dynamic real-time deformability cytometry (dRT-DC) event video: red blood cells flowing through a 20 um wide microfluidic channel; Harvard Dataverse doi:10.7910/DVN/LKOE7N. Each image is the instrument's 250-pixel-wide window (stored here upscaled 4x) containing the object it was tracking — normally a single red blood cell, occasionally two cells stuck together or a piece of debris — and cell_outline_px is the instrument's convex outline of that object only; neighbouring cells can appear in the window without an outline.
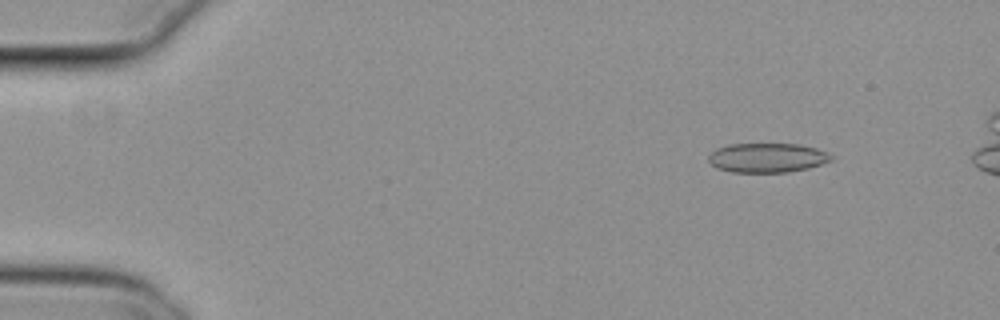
{"species": "common noctule bat (a hibernating species)", "species_latin": "Nyctalus noctula", "temperature_condition": "cold", "stored_images_in_passage": 53, "camera_frame_rate_fps": 3000, "um_per_image_px": 0.085, "animal": {"sex": "female", "body_mass_g": 29.2, "forearm_length_mm": 56.3}, "frame": {"image": 1, "passage_image": 7, "time_ms": 2.0, "image_size_px": [1000, 320], "cell_outline_px": [[836, 156], [832, 160], [808, 168], [788, 172], [732, 172], [716, 168], [708, 160], [708, 156], [716, 148], [728, 144], [796, 144], [816, 148], [828, 152]], "centroid_in_image_um": [65.22, 13.41], "position_along_channel_um": 19.8, "area_um2": 21.1}}
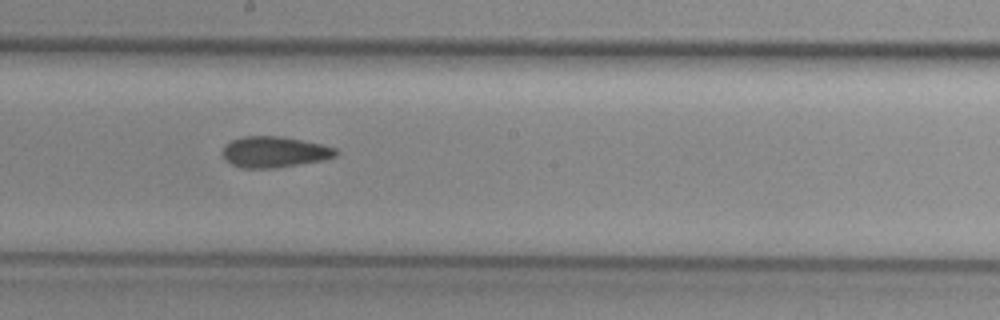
{"frame": {"image": 2, "passage_image": 31, "time_ms": 10.0, "image_size_px": [1000, 320], "cell_outline_px": [[340, 152], [336, 156], [324, 160], [276, 168], [240, 168], [232, 164], [220, 152], [224, 144], [232, 140], [244, 136], [280, 136], [320, 144], [336, 148]], "centroid_in_image_um": [23.31, 12.92], "position_along_channel_um": 224.9, "area_um2": 20.52}}
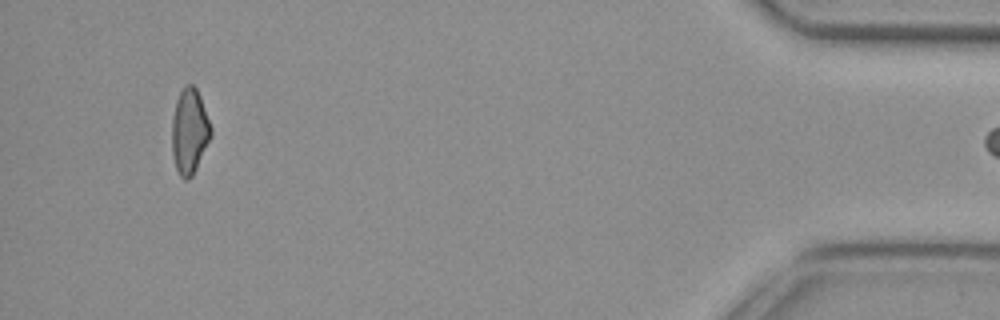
{"frame": {"image": 3, "passage_image": 52, "time_ms": 17.0, "image_size_px": [1000, 320], "cell_outline_px": [[212, 136], [192, 176], [188, 180], [184, 180], [180, 176], [176, 168], [172, 152], [172, 120], [176, 100], [180, 92], [188, 84], [192, 84], [196, 88], [200, 96], [212, 128]], "centroid_in_image_um": [16.11, 11.18], "position_along_channel_um": 419.1, "area_um2": 19.31}}